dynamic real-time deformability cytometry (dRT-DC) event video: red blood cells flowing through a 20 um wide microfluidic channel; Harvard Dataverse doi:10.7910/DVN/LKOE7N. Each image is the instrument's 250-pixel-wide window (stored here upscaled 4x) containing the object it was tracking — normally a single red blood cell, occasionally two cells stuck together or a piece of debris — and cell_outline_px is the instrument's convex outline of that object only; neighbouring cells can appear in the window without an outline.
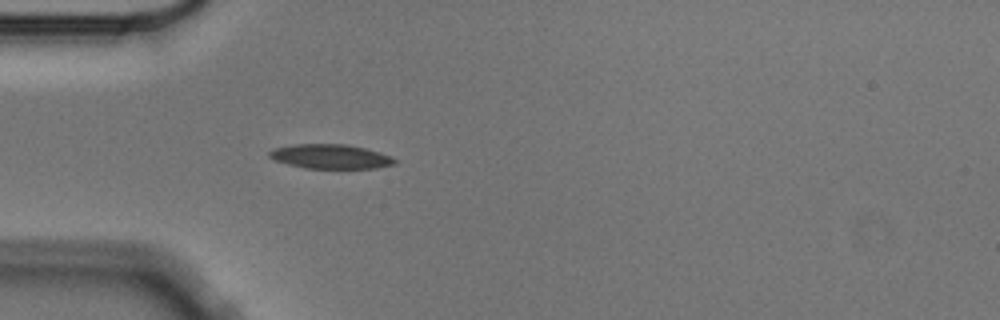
{"species": "Egyptian fruit bat (a non-hibernating species)", "species_latin": "Rousettus aegyptiacus", "temperature_condition": "cold", "stored_images_in_passage": 4, "camera_frame_rate_fps": 3000, "um_per_image_px": 0.085, "animal": {"sex": "male"}, "frame": {"image": 1, "passage_image": 4, "time_ms": 1.0, "image_size_px": [1000, 320], "cell_outline_px": [[396, 164], [376, 168], [304, 168], [288, 164], [276, 160], [268, 156], [268, 152], [276, 148], [292, 144], [348, 144], [380, 152], [396, 160]], "centroid_in_image_um": [28.09, 13.3], "position_along_channel_um": 56.9, "area_um2": 17.69}}